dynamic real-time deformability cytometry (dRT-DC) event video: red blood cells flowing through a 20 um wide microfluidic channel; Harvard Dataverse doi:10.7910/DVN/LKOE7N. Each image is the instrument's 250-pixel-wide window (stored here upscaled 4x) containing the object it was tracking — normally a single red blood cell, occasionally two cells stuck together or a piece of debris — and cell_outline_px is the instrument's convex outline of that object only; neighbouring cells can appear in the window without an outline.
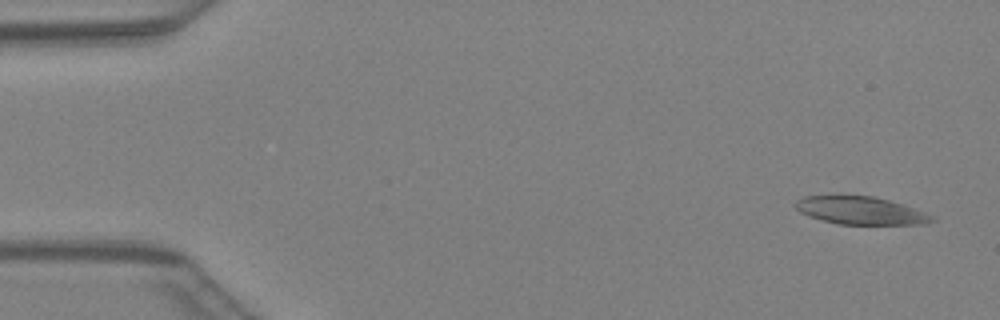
{"species": "Egyptian fruit bat (a non-hibernating species)", "species_latin": "Rousettus aegyptiacus", "temperature_condition": "warm", "stored_images_in_passage": 44, "camera_frame_rate_fps": 3000, "um_per_image_px": 0.085, "animal": {"sex": "female"}, "frame": {"image": 1, "passage_image": 1, "time_ms": 0.0, "image_size_px": [1000, 320], "cell_outline_px": [[936, 220], [928, 224], [836, 224], [820, 220], [808, 216], [800, 212], [792, 204], [796, 200], [804, 196], [872, 196], [888, 200], [936, 216]], "centroid_in_image_um": [73.13, 17.91], "position_along_channel_um": 11.9, "area_um2": 22.08}}
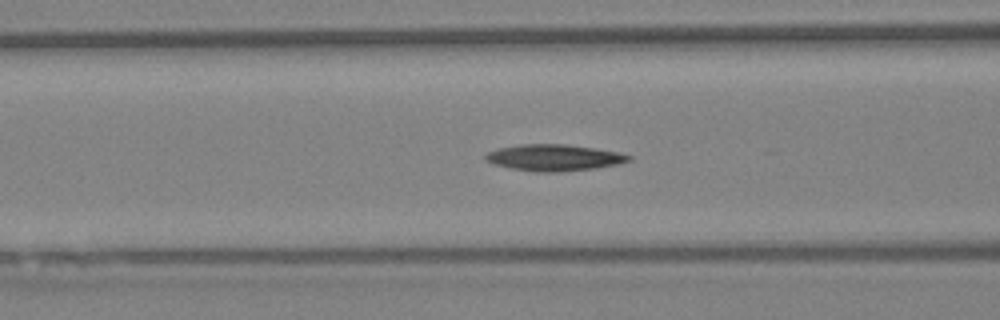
{"frame": {"image": 2, "passage_image": 17, "time_ms": 5.333, "image_size_px": [1000, 320], "cell_outline_px": [[632, 160], [616, 164], [596, 168], [560, 172], [536, 172], [512, 168], [496, 164], [484, 160], [484, 156], [488, 152], [496, 148], [520, 144], [564, 144], [596, 148], [620, 152], [632, 156]], "centroid_in_image_um": [47.1, 13.39], "position_along_channel_um": 119.5, "area_um2": 22.14}}
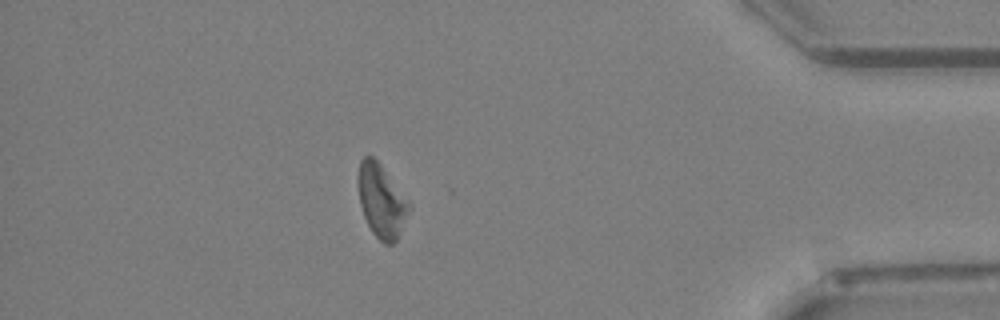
{"frame": {"image": 3, "passage_image": 39, "time_ms": 12.667, "image_size_px": [1000, 320], "cell_outline_px": [[412, 204], [400, 232], [396, 240], [392, 244], [384, 244], [372, 232], [364, 216], [360, 204], [356, 180], [356, 176], [360, 160], [364, 156], [372, 156], [380, 164]], "centroid_in_image_um": [32.4, 17.05], "position_along_channel_um": 402.8, "area_um2": 21.79}}